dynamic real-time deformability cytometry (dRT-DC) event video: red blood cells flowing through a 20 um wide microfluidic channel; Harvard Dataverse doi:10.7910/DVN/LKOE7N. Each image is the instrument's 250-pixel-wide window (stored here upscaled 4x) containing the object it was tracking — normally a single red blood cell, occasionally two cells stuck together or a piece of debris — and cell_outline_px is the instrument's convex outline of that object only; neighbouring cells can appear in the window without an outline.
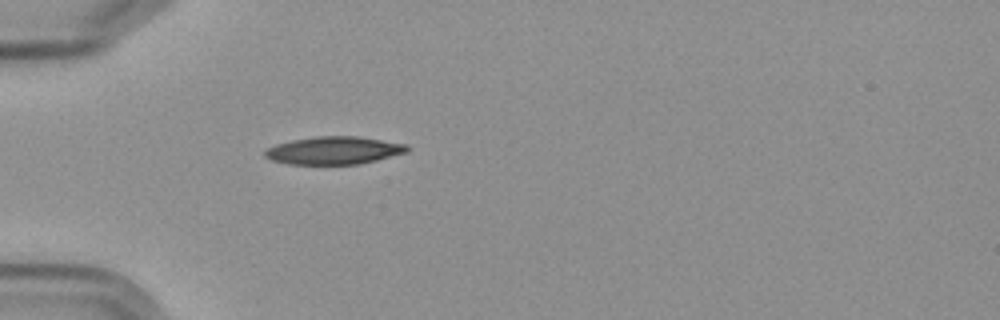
{"species": "Egyptian fruit bat (a non-hibernating species)", "species_latin": "Rousettus aegyptiacus", "temperature_condition": "cold", "stored_images_in_passage": 1, "camera_frame_rate_fps": 3000, "um_per_image_px": 0.085, "frame": {"image": 1, "passage_image": 1, "time_ms": 0.0, "image_size_px": [1000, 320], "cell_outline_px": [[412, 148], [408, 152], [360, 164], [288, 164], [272, 160], [264, 156], [264, 152], [268, 148], [276, 144], [292, 140], [316, 136], [356, 136], [408, 144]], "centroid_in_image_um": [28.42, 12.78], "position_along_channel_um": 56.6, "area_um2": 23.06}}